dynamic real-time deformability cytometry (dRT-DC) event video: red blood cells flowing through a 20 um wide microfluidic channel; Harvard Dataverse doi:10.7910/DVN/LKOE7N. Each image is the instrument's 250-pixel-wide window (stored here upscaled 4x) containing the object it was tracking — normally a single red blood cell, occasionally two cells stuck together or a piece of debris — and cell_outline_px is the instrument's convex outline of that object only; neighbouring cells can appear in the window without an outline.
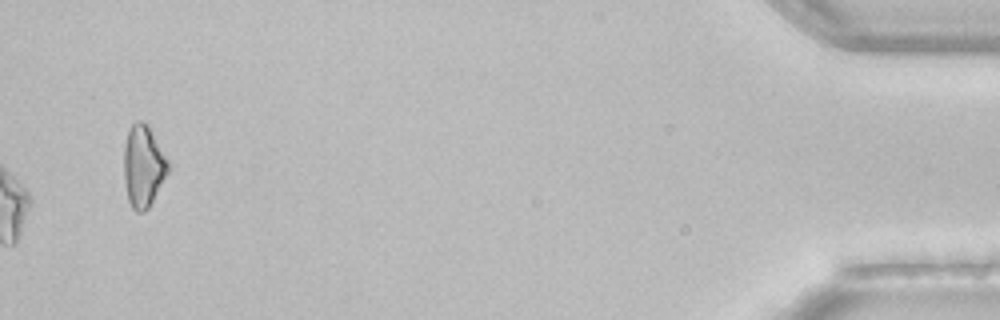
{"species": "common noctule bat (a hibernating species)", "species_latin": "Nyctalus noctula", "temperature_condition": "room temperature", "stored_images_in_passage": 38, "camera_frame_rate_fps": 3000, "um_per_image_px": 0.085, "animal": {"sex": "female", "body_mass_g": 22.7, "forearm_length_mm": 54.2}, "frame": {"image": 1, "passage_image": 38, "time_ms": 12.333, "image_size_px": [1000, 320], "cell_outline_px": [[172, 164], [168, 172], [148, 208], [144, 212], [136, 212], [132, 208], [128, 200], [124, 184], [124, 144], [128, 128], [136, 120], [144, 120], [148, 124]], "centroid_in_image_um": [12.19, 14.07], "position_along_channel_um": 423.0, "area_um2": 21.62}, "authors_computed_cell_mechanics": {"area_um2": 21.5016, "velocity_mm_per_s": 4.0834, "shape_relaxation_time_tau1_ms": 5.0224, "shape_relaxation_time_tau2_ms": null, "deformation_change_tau1": 0.1516, "deformation_change_tau2": null}}